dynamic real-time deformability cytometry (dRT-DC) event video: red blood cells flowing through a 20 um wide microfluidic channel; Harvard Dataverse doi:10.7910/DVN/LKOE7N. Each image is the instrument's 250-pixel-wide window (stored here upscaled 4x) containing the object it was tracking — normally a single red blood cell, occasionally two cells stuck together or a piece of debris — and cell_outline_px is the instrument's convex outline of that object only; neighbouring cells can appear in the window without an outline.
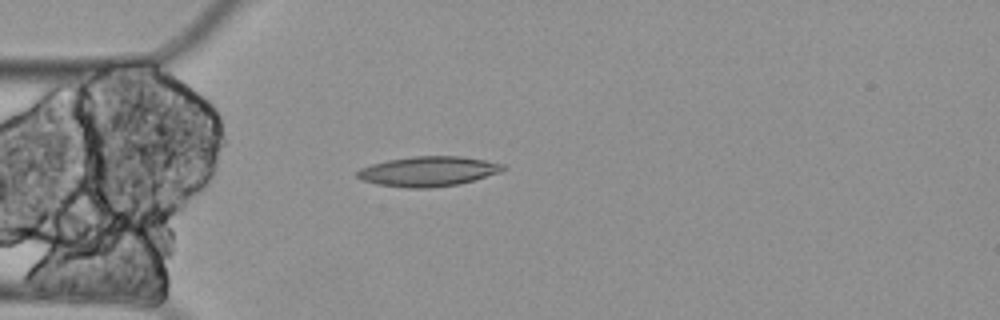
{"species": "Egyptian fruit bat (a non-hibernating species)", "species_latin": "Rousettus aegyptiacus", "temperature_condition": "cold", "stored_images_in_passage": 4, "camera_frame_rate_fps": 3000, "um_per_image_px": 0.085, "animal": {"sex": "female"}, "frame": {"image": 1, "passage_image": 4, "time_ms": 1.0, "image_size_px": [1000, 320], "cell_outline_px": [[508, 168], [500, 172], [460, 184], [428, 188], [408, 188], [376, 184], [360, 180], [356, 176], [356, 172], [360, 168], [372, 164], [388, 160], [412, 156], [460, 156], [484, 160], [504, 164]], "centroid_in_image_um": [36.38, 14.57], "position_along_channel_um": 48.6, "area_um2": 25.49}}